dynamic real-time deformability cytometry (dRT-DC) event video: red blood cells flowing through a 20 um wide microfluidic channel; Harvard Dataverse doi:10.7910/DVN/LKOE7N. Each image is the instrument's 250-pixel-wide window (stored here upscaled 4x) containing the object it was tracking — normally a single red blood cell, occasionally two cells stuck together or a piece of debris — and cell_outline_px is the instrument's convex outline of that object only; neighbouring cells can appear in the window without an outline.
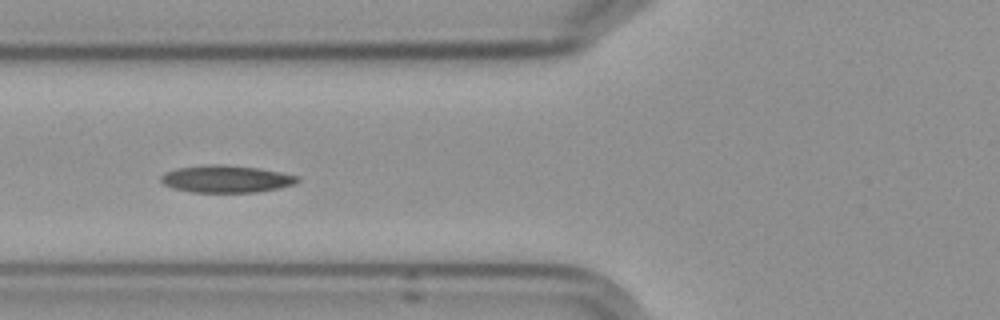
{"species": "Egyptian fruit bat (a non-hibernating species)", "species_latin": "Rousettus aegyptiacus", "temperature_condition": "cold", "stored_images_in_passage": 14, "camera_frame_rate_fps": 3000, "um_per_image_px": 0.085, "frame": {"image": 1, "passage_image": 5, "time_ms": 5.667, "image_size_px": [1000, 320], "cell_outline_px": [[300, 180], [292, 184], [280, 188], [256, 192], [192, 192], [172, 188], [164, 184], [160, 180], [160, 176], [164, 172], [176, 168], [204, 164], [224, 164], [260, 168], [300, 176]], "centroid_in_image_um": [19.2, 15.2], "position_along_channel_um": 106.6, "area_um2": 21.91}}
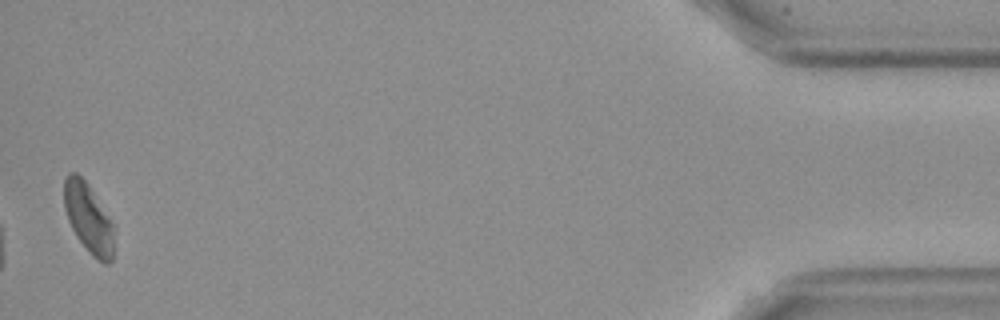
{"frame": {"image": 2, "passage_image": 14, "time_ms": 17.0, "image_size_px": [1000, 320], "cell_outline_px": [[112, 260], [108, 264], [104, 264], [92, 256], [76, 236], [68, 220], [64, 208], [64, 180], [68, 172], [76, 172], [88, 184], [112, 224]], "centroid_in_image_um": [7.47, 18.54], "position_along_channel_um": 427.7, "area_um2": 19.71}, "authors_computed_cell_mechanics": {"area_um2": 21.0681, "velocity_mm_per_s": 3.547, "shape_relaxation_time_tau1_ms": null, "shape_relaxation_time_tau2_ms": 6.3723, "deformation_change_tau1": null, "deformation_change_tau2": 0.1053}}